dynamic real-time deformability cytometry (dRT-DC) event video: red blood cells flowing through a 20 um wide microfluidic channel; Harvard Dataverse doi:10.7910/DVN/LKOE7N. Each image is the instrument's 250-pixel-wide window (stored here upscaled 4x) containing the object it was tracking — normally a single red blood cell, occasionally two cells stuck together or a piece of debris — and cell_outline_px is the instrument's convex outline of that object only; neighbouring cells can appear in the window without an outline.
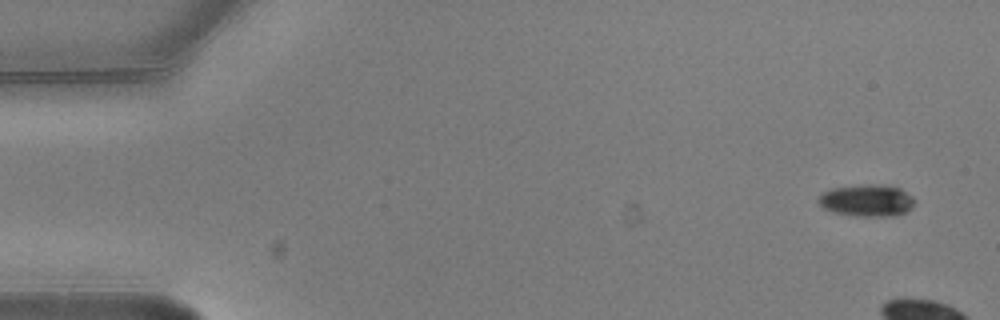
{"species": "common noctule bat (a hibernating species)", "species_latin": "Nyctalus noctula", "temperature_condition": "warm", "stored_images_in_passage": 6, "camera_frame_rate_fps": 3000, "um_per_image_px": 0.085, "animal": {"sex": "male", "body_mass_g": 20.5, "forearm_length_mm": 52.5}, "frame": {"image": 1, "passage_image": 1, "time_ms": 0.0, "image_size_px": [1000, 320], "cell_outline_px": [[916, 204], [912, 208], [896, 216], [856, 216], [832, 212], [824, 208], [816, 200], [824, 192], [832, 188], [856, 184], [884, 184], [900, 188], [912, 196], [916, 200]], "centroid_in_image_um": [73.71, 17.03], "position_along_channel_um": 11.3, "area_um2": 18.26}}
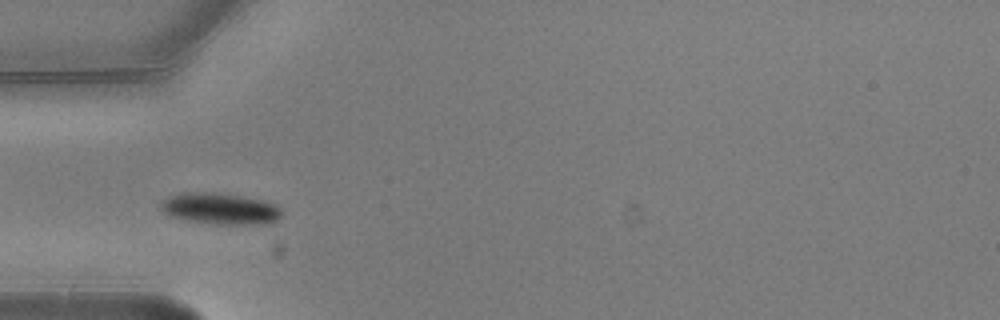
{"frame": {"image": 2, "passage_image": 6, "time_ms": 1.667, "image_size_px": [1000, 320], "cell_outline_px": [[280, 216], [276, 220], [264, 224], [220, 224], [184, 220], [172, 216], [164, 212], [160, 208], [160, 204], [168, 196], [180, 192], [212, 192], [240, 196], [260, 200], [272, 204], [280, 208]], "centroid_in_image_um": [18.65, 17.73], "position_along_channel_um": 66.4, "area_um2": 21.79}}